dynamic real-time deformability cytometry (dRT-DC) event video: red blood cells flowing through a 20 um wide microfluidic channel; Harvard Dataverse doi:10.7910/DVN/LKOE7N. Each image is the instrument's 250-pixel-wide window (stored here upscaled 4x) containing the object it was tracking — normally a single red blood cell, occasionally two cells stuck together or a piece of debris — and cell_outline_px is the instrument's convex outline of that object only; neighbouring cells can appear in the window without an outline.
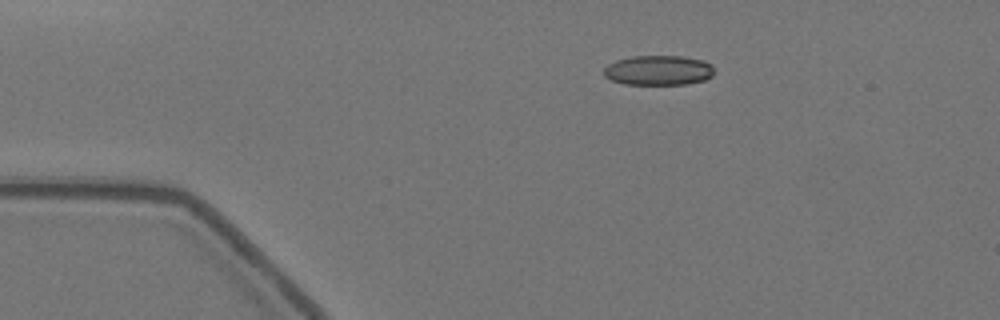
{"species": "Egyptian fruit bat (a non-hibernating species)", "species_latin": "Rousettus aegyptiacus", "temperature_condition": "warm", "stored_images_in_passage": 39, "camera_frame_rate_fps": 3000, "um_per_image_px": 0.085, "animal": {"sex": "female"}, "frame": {"image": 1, "passage_image": 1, "time_ms": 0.0, "image_size_px": [1000, 320], "cell_outline_px": [[712, 76], [704, 80], [684, 84], [624, 84], [612, 80], [604, 76], [604, 68], [608, 64], [616, 60], [632, 56], [680, 56], [704, 60], [712, 64]], "centroid_in_image_um": [55.95, 5.97], "position_along_channel_um": 29.0, "area_um2": 19.13}}
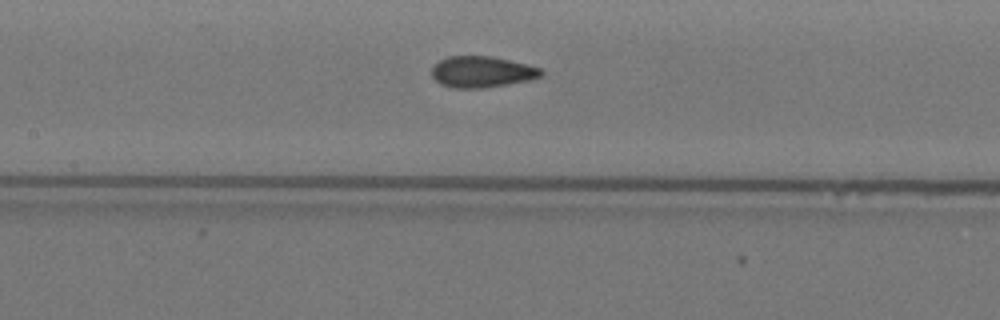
{"frame": {"image": 2, "passage_image": 17, "time_ms": 5.333, "image_size_px": [1000, 320], "cell_outline_px": [[544, 72], [540, 76], [528, 80], [508, 84], [480, 88], [452, 88], [440, 84], [432, 76], [432, 68], [440, 60], [448, 56], [492, 56], [540, 68]], "centroid_in_image_um": [40.92, 6.11], "position_along_channel_um": 166.5, "area_um2": 19.65}}
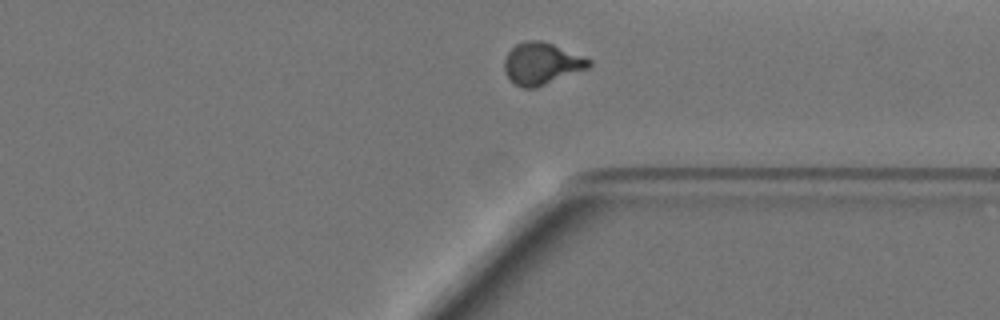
{"frame": {"image": 3, "passage_image": 34, "time_ms": 11.0, "image_size_px": [1000, 320], "cell_outline_px": [[592, 64], [588, 68], [536, 88], [520, 88], [508, 76], [504, 68], [504, 60], [508, 52], [516, 44], [524, 40], [540, 40], [552, 44], [592, 60]], "centroid_in_image_um": [46.03, 5.4], "position_along_channel_um": 365.4, "area_um2": 20.46}, "authors_computed_cell_mechanics": {"area_um2": 19.941, "velocity_mm_per_s": 3.5354, "shape_relaxation_time_tau1_ms": 9.5953, "shape_relaxation_time_tau2_ms": 1.0422, "deformation_change_tau1": 0.2271, "deformation_change_tau2": 0.0547}}